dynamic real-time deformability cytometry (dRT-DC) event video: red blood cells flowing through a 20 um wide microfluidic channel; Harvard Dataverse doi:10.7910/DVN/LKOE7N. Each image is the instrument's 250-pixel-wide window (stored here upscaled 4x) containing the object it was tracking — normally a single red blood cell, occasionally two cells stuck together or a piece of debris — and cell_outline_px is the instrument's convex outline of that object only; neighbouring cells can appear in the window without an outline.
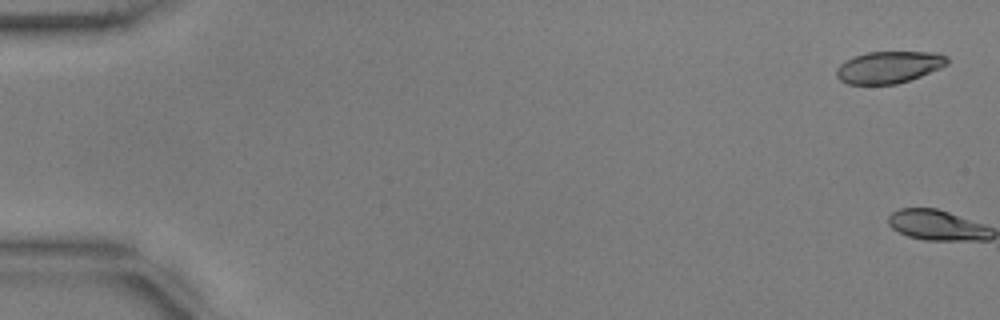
{"species": "common noctule bat (a hibernating species)", "species_latin": "Nyctalus noctula", "temperature_condition": "warm", "stored_images_in_passage": 2, "camera_frame_rate_fps": 3000, "um_per_image_px": 0.085, "animal": {"sex": "male", "body_mass_g": 17.9, "forearm_length_mm": 54.2}, "frame": {"image": 1, "passage_image": 1, "time_ms": 0.0, "image_size_px": [1000, 320], "cell_outline_px": [[948, 64], [940, 68], [920, 76], [896, 84], [848, 84], [840, 80], [836, 76], [836, 68], [844, 60], [852, 56], [868, 52], [940, 52], [948, 56]], "centroid_in_image_um": [75.54, 5.69], "position_along_channel_um": 9.5, "area_um2": 20.75}}